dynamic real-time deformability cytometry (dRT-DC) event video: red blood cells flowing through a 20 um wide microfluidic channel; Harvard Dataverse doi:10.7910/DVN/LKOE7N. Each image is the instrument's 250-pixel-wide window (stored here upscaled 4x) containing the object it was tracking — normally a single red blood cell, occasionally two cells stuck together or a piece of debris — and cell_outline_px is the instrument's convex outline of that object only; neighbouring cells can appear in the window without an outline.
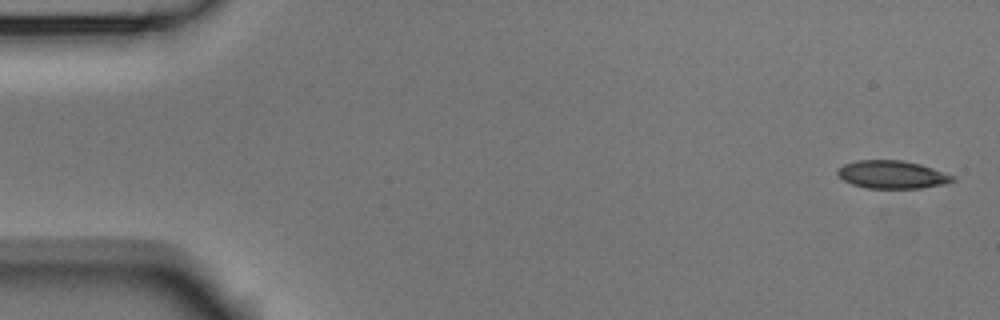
{"species": "Egyptian fruit bat (a non-hibernating species)", "species_latin": "Rousettus aegyptiacus", "temperature_condition": "room temperature", "stored_images_in_passage": 9, "camera_frame_rate_fps": 3000, "um_per_image_px": 0.085, "animal": {"sex": "male"}, "frame": {"image": 1, "passage_image": 1, "time_ms": 0.0, "image_size_px": [1000, 320], "cell_outline_px": [[956, 180], [944, 184], [920, 188], [864, 188], [852, 184], [844, 180], [836, 172], [836, 168], [844, 164], [856, 160], [900, 160], [920, 164], [956, 176]], "centroid_in_image_um": [75.82, 14.84], "position_along_channel_um": 9.2, "area_um2": 18.79}}